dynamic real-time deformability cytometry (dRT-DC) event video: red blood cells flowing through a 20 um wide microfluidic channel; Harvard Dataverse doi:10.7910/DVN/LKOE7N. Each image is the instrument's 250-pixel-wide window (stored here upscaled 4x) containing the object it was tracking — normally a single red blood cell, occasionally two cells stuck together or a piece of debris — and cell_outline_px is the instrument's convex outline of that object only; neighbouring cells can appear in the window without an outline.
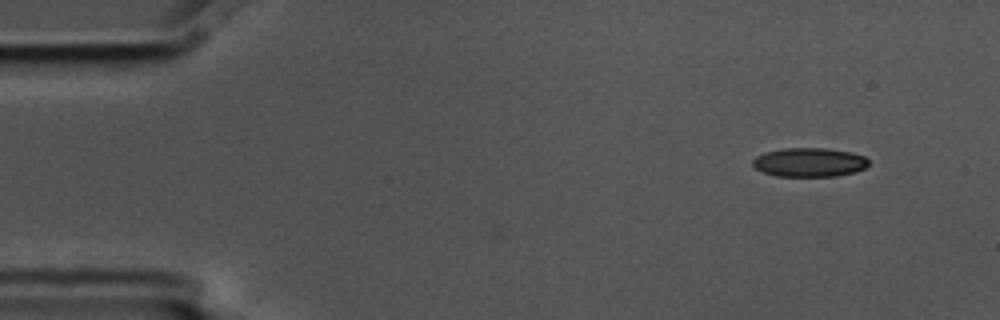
{"species": "common noctule bat (a hibernating species)", "species_latin": "Nyctalus noctula", "temperature_condition": "cold", "stored_images_in_passage": 4, "camera_frame_rate_fps": 3000, "um_per_image_px": 0.085, "animal": {"sex": "male", "body_mass_g": 17.5, "forearm_length_mm": 52.3}, "frame": {"image": 1, "passage_image": 1, "time_ms": 0.0, "image_size_px": [1000, 320], "cell_outline_px": [[868, 164], [864, 168], [856, 172], [836, 176], [776, 176], [764, 172], [756, 168], [752, 164], [752, 160], [756, 156], [764, 152], [784, 148], [828, 148], [852, 152], [864, 156], [868, 160]], "centroid_in_image_um": [68.8, 13.79], "position_along_channel_um": 16.2, "area_um2": 19.65}}
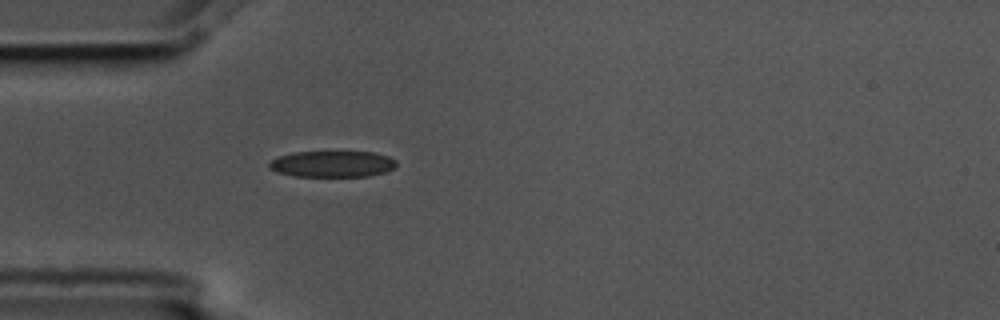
{"frame": {"image": 2, "passage_image": 4, "time_ms": 1.0, "image_size_px": [1000, 320], "cell_outline_px": [[396, 164], [392, 168], [384, 172], [368, 176], [292, 176], [276, 172], [268, 168], [268, 164], [272, 160], [280, 156], [292, 152], [372, 152], [388, 156], [396, 160]], "centroid_in_image_um": [28.21, 13.94], "position_along_channel_um": 56.8, "area_um2": 19.36}}